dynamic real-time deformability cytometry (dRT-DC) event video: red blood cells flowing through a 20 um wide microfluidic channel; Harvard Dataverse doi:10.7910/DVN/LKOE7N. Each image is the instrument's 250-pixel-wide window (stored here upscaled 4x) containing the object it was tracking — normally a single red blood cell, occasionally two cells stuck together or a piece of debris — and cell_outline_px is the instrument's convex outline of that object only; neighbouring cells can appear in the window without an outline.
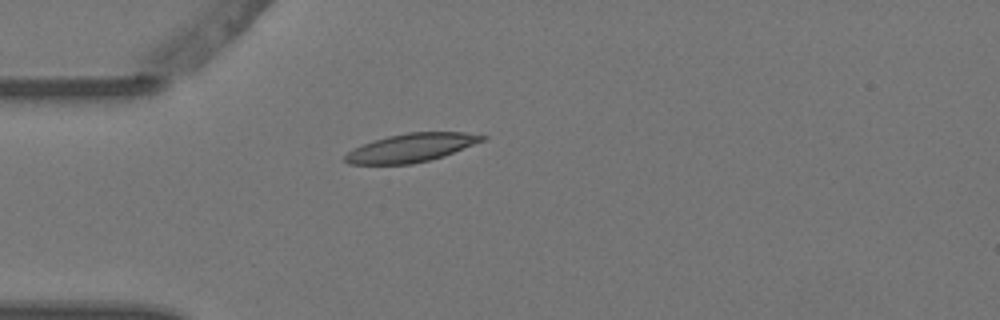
{"species": "Egyptian fruit bat (a non-hibernating species)", "species_latin": "Rousettus aegyptiacus", "temperature_condition": "warm", "stored_images_in_passage": 1, "camera_frame_rate_fps": 3000, "um_per_image_px": 0.085, "animal": {"sex": "female"}, "frame": {"image": 1, "passage_image": 1, "time_ms": 0.0, "image_size_px": [1000, 320], "cell_outline_px": [[488, 136], [484, 140], [444, 156], [412, 164], [348, 164], [344, 160], [344, 156], [352, 148], [372, 140], [388, 136], [408, 132], [464, 132]], "centroid_in_image_um": [34.92, 12.55], "position_along_channel_um": 50.1, "area_um2": 22.72}}